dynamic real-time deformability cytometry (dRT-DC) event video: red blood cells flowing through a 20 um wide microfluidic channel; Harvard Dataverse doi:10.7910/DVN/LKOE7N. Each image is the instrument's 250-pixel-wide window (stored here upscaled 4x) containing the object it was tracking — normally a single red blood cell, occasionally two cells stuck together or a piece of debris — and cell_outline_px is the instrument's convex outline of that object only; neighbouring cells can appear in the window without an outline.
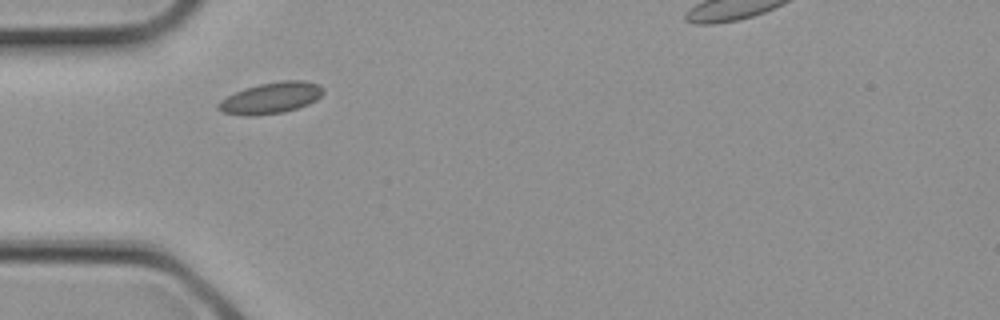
{"species": "common noctule bat (a hibernating species)", "species_latin": "Nyctalus noctula", "temperature_condition": "cold", "stored_images_in_passage": 2, "camera_frame_rate_fps": 3000, "um_per_image_px": 0.085, "animal": {"sex": "female", "body_mass_g": 21.9}, "frame": {"image": 1, "passage_image": 2, "time_ms": 0.333, "image_size_px": [1000, 320], "cell_outline_px": [[324, 92], [316, 100], [308, 104], [284, 112], [252, 116], [244, 116], [220, 112], [216, 108], [216, 104], [220, 100], [244, 88], [260, 84], [280, 80], [304, 80], [320, 84], [324, 88]], "centroid_in_image_um": [23.02, 8.32], "position_along_channel_um": 62.0, "area_um2": 19.31}}